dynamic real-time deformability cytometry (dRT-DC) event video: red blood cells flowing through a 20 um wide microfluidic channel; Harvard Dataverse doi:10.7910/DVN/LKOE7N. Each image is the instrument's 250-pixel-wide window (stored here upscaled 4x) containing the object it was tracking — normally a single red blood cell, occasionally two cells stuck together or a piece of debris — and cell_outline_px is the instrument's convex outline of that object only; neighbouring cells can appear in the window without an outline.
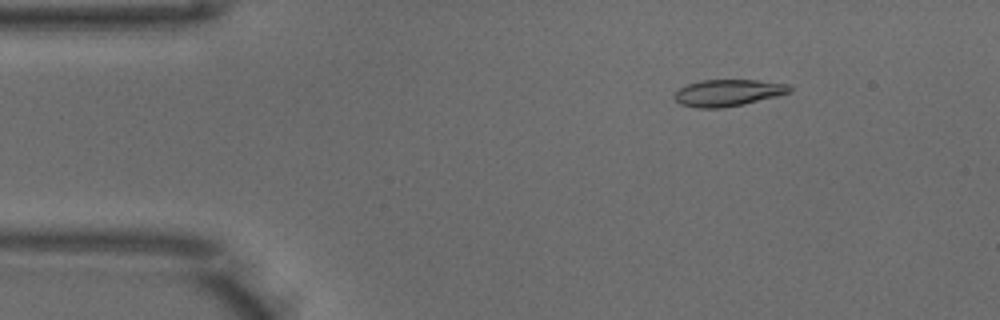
{"species": "common noctule bat (a hibernating species)", "species_latin": "Nyctalus noctula", "temperature_condition": "warm", "stored_images_in_passage": 49, "camera_frame_rate_fps": 3000, "um_per_image_px": 0.085, "animal": {"sex": "male", "body_mass_g": 18.8}, "frame": {"image": 1, "passage_image": 6, "time_ms": 1.667, "image_size_px": [1000, 320], "cell_outline_px": [[792, 92], [744, 104], [720, 108], [696, 108], [680, 104], [672, 96], [680, 88], [688, 84], [700, 80], [756, 80], [788, 84], [792, 88]], "centroid_in_image_um": [61.87, 7.89], "position_along_channel_um": 23.1, "area_um2": 17.92}}
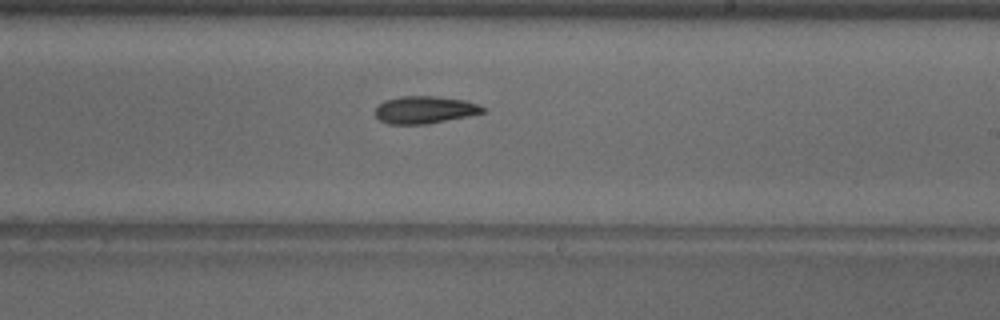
{"frame": {"image": 2, "passage_image": 28, "time_ms": 9.0, "image_size_px": [1000, 320], "cell_outline_px": [[488, 108], [484, 112], [468, 116], [428, 124], [388, 124], [380, 120], [376, 116], [376, 108], [384, 100], [400, 96], [436, 96], [464, 100]], "centroid_in_image_um": [36.11, 9.33], "position_along_channel_um": 252.9, "area_um2": 17.17}}
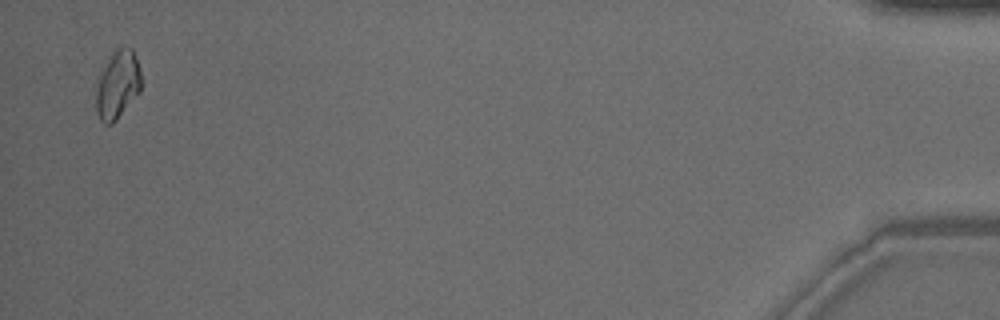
{"frame": {"image": 3, "passage_image": 48, "time_ms": 15.667, "image_size_px": [1000, 320], "cell_outline_px": [[140, 92], [112, 124], [104, 124], [100, 120], [96, 112], [96, 88], [100, 76], [104, 68], [116, 48], [132, 48], [140, 68]], "centroid_in_image_um": [10.0, 7.24], "position_along_channel_um": 425.2, "area_um2": 17.51}, "authors_computed_cell_mechanics": {"area_um2": 17.5134, "velocity_mm_per_s": 3.9608, "shape_relaxation_time_tau1_ms": 4.2819, "shape_relaxation_time_tau2_ms": null, "deformation_change_tau1": 0.1174, "deformation_change_tau2": null}}